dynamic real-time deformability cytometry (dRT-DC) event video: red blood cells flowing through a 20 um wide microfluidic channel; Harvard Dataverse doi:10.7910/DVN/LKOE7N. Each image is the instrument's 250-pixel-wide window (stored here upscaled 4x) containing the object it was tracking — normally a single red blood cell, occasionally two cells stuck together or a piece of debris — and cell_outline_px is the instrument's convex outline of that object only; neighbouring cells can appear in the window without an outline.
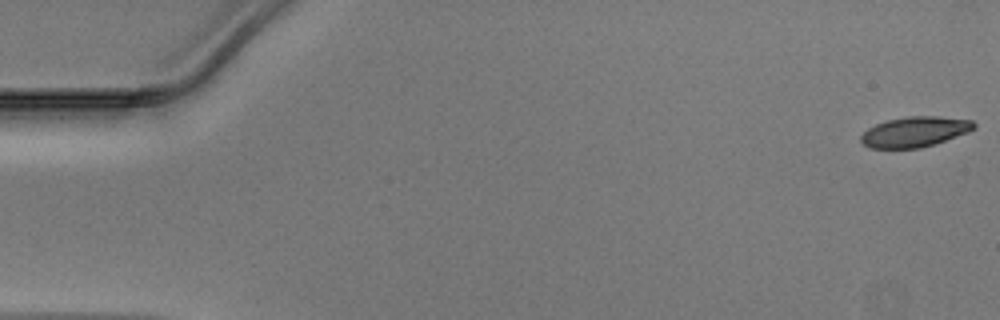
{"species": "Egyptian fruit bat (a non-hibernating species)", "species_latin": "Rousettus aegyptiacus", "temperature_condition": "warm", "stored_images_in_passage": 49, "camera_frame_rate_fps": 3000, "um_per_image_px": 0.085, "animal": {"sex": "male"}, "frame": {"image": 1, "passage_image": 1, "time_ms": 0.0, "image_size_px": [1000, 320], "cell_outline_px": [[976, 128], [968, 132], [920, 148], [868, 148], [860, 140], [860, 136], [868, 128], [876, 124], [888, 120], [908, 116], [940, 116], [972, 120], [976, 124]], "centroid_in_image_um": [77.75, 11.19], "position_along_channel_um": 7.2, "area_um2": 19.83}}
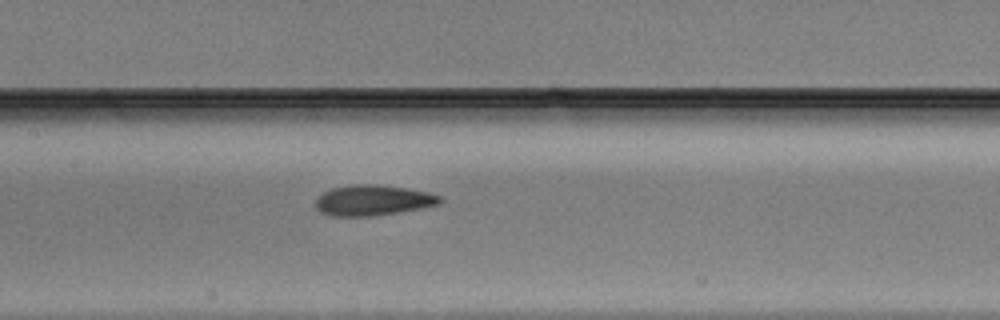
{"frame": {"image": 2, "passage_image": 24, "time_ms": 7.667, "image_size_px": [1000, 320], "cell_outline_px": [[444, 200], [440, 204], [420, 208], [376, 216], [332, 216], [320, 212], [316, 208], [316, 200], [324, 192], [332, 188], [352, 184], [372, 184], [404, 188], [428, 192], [440, 196]], "centroid_in_image_um": [31.7, 17.03], "position_along_channel_um": 175.7, "area_um2": 22.02}}
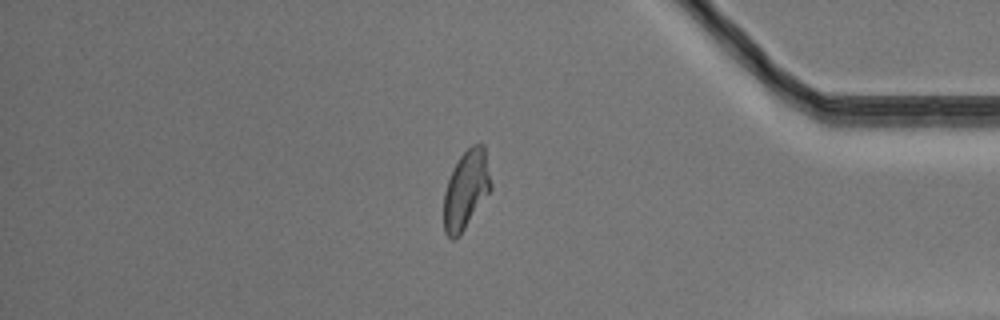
{"frame": {"image": 3, "passage_image": 42, "time_ms": 13.667, "image_size_px": [1000, 320], "cell_outline_px": [[492, 188], [460, 236], [452, 240], [444, 232], [444, 192], [448, 180], [460, 156], [472, 144], [484, 144], [492, 184]], "centroid_in_image_um": [39.62, 16.14], "position_along_channel_um": 395.6, "area_um2": 21.5}}